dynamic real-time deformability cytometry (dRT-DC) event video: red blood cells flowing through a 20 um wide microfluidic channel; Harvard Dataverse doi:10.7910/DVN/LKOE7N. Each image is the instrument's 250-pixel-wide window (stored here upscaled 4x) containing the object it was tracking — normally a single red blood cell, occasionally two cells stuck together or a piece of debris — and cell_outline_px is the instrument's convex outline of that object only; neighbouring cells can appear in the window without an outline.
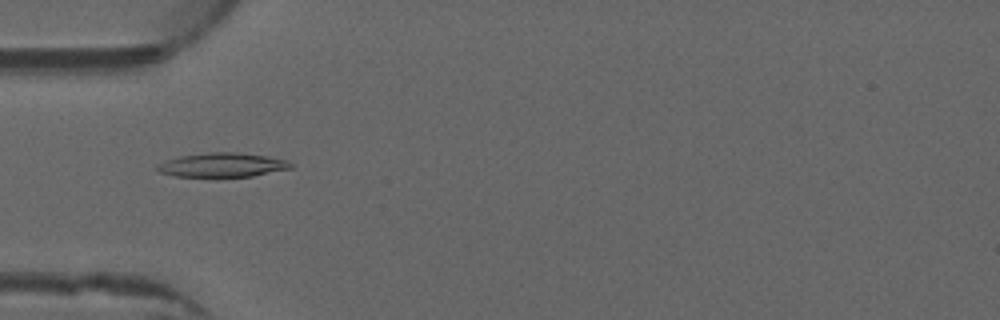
{"species": "common noctule bat (a hibernating species)", "species_latin": "Nyctalus noctula", "temperature_condition": "warm", "stored_images_in_passage": 52, "camera_frame_rate_fps": 3000, "um_per_image_px": 0.085, "animal": {"sex": "male", "forearm_length_mm": 52.5}, "frame": {"image": 1, "passage_image": 17, "time_ms": 5.333, "image_size_px": [1000, 320], "cell_outline_px": [[292, 168], [252, 176], [176, 176], [160, 172], [156, 168], [156, 164], [180, 156], [212, 152], [232, 152], [268, 156], [288, 160], [292, 164]], "centroid_in_image_um": [18.92, 14.01], "position_along_channel_um": 66.1, "area_um2": 18.5}}
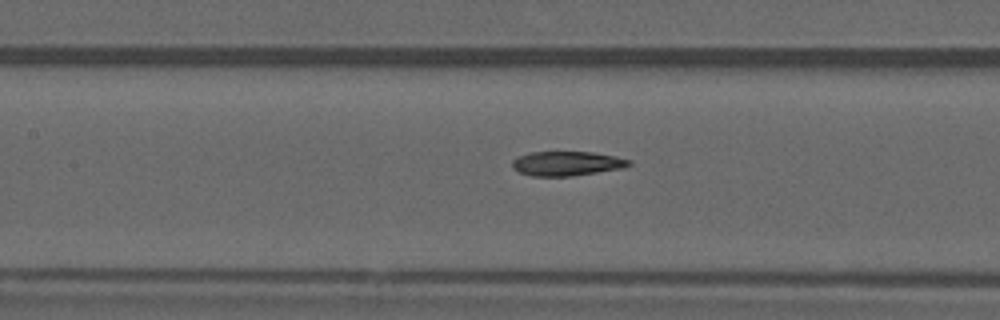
{"frame": {"image": 2, "passage_image": 24, "time_ms": 7.667, "image_size_px": [1000, 320], "cell_outline_px": [[632, 164], [624, 168], [572, 176], [532, 176], [520, 172], [512, 168], [512, 160], [528, 152], [592, 152], [616, 156], [632, 160]], "centroid_in_image_um": [48.21, 13.9], "position_along_channel_um": 159.2, "area_um2": 16.7}}
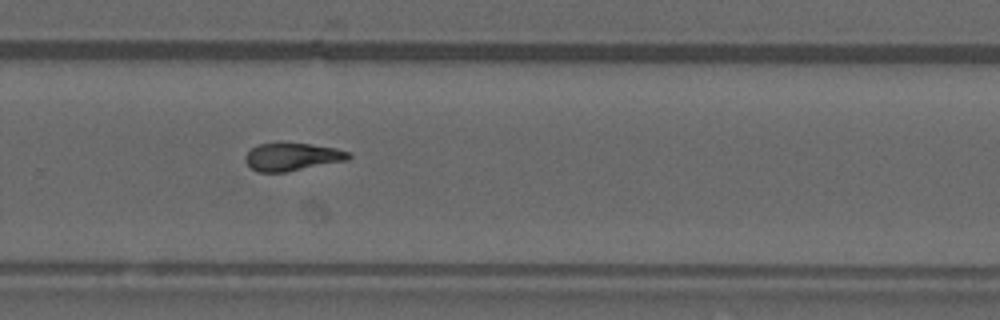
{"frame": {"image": 3, "passage_image": 35, "time_ms": 11.333, "image_size_px": [1000, 320], "cell_outline_px": [[352, 156], [348, 160], [288, 172], [260, 172], [252, 168], [244, 160], [244, 156], [256, 144], [280, 140], [336, 148], [352, 152]], "centroid_in_image_um": [24.84, 13.29], "position_along_channel_um": 305.0, "area_um2": 17.4}, "authors_computed_cell_mechanics": {"area_um2": 17.3111, "velocity_mm_per_s": 4.0013, "shape_relaxation_time_tau1_ms": null, "shape_relaxation_time_tau2_ms": 3.5718, "deformation_change_tau1": null, "deformation_change_tau2": 0.1124}}